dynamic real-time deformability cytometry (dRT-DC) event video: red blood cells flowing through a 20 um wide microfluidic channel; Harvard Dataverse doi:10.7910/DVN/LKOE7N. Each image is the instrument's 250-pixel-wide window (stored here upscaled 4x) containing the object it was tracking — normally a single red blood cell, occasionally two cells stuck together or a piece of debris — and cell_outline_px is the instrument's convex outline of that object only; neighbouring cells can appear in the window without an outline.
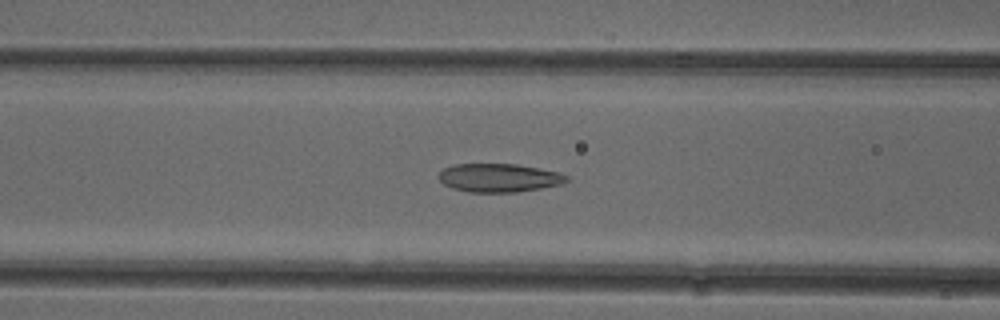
{"species": "common noctule bat (a hibernating species)", "species_latin": "Nyctalus noctula", "temperature_condition": "cold", "stored_images_in_passage": 52, "camera_frame_rate_fps": 3000, "um_per_image_px": 0.085, "animal": {"sex": "female"}, "frame": {"image": 1, "passage_image": 20, "time_ms": 6.333, "image_size_px": [1000, 320], "cell_outline_px": [[568, 180], [564, 184], [516, 192], [468, 192], [452, 188], [444, 184], [436, 176], [444, 168], [456, 164], [516, 164], [540, 168], [560, 172], [568, 176]], "centroid_in_image_um": [42.43, 15.11], "position_along_channel_um": 124.2, "area_um2": 21.33}}
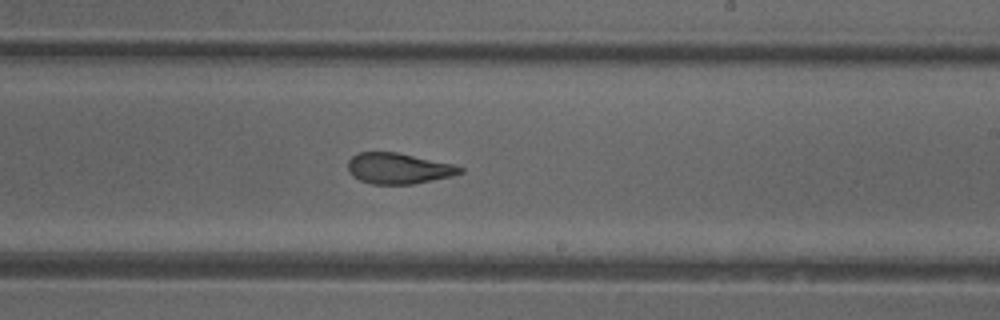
{"frame": {"image": 2, "passage_image": 30, "time_ms": 9.667, "image_size_px": [1000, 320], "cell_outline_px": [[464, 172], [452, 176], [412, 184], [372, 184], [360, 180], [352, 176], [348, 172], [348, 160], [352, 156], [360, 152], [396, 152], [452, 164], [464, 168]], "centroid_in_image_um": [33.85, 14.32], "position_along_channel_um": 255.2, "area_um2": 20.06}}
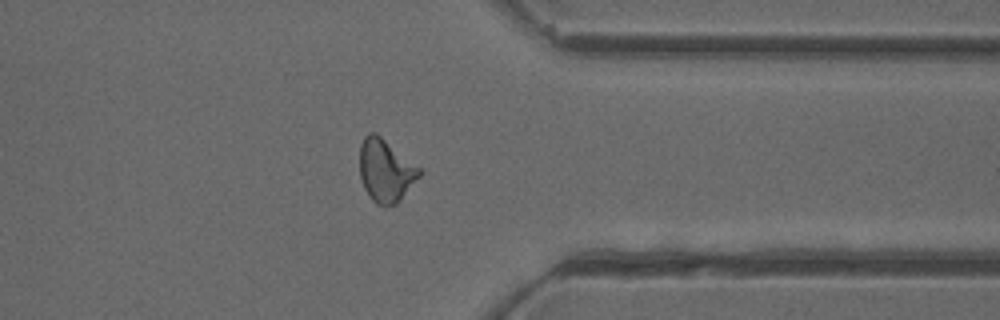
{"frame": {"image": 3, "passage_image": 40, "time_ms": 13.0, "image_size_px": [1000, 320], "cell_outline_px": [[424, 172], [400, 200], [396, 204], [376, 204], [372, 200], [364, 188], [360, 176], [360, 144], [364, 136], [368, 132], [376, 132], [420, 168]], "centroid_in_image_um": [32.78, 14.47], "position_along_channel_um": 378.6, "area_um2": 21.73}, "authors_computed_cell_mechanics": {"area_um2": 21.675, "velocity_mm_per_s": 3.9291, "shape_relaxation_time_tau1_ms": 7.2983, "shape_relaxation_time_tau2_ms": 1.5838, "deformation_change_tau1": 0.1856, "deformation_change_tau2": 0.082}}